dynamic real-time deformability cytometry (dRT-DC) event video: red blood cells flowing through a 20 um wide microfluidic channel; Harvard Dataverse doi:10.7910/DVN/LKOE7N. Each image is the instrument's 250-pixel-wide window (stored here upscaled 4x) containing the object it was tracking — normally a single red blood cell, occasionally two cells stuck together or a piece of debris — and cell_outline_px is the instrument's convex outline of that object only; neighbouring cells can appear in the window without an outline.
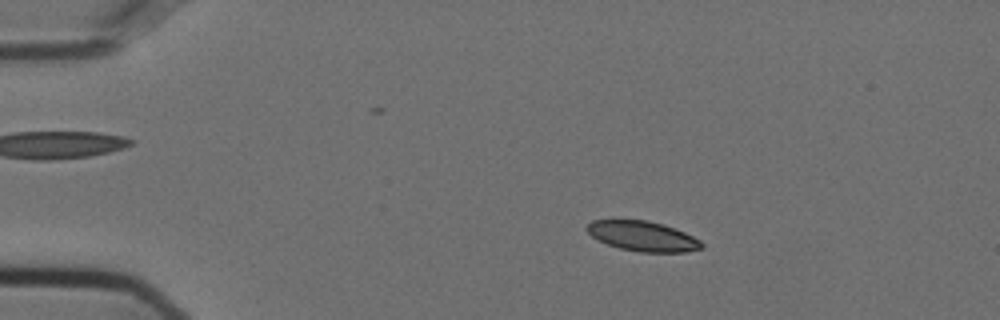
{"species": "Egyptian fruit bat (a non-hibernating species)", "species_latin": "Rousettus aegyptiacus", "temperature_condition": "cold", "stored_images_in_passage": 56, "camera_frame_rate_fps": 3000, "um_per_image_px": 0.085, "animal": {"sex": "female"}, "frame": {"image": 1, "passage_image": 10, "time_ms": 3.0, "image_size_px": [1000, 320], "cell_outline_px": [[704, 248], [684, 252], [640, 252], [620, 248], [608, 244], [592, 236], [584, 228], [592, 220], [616, 216], [648, 220], [664, 224], [684, 232], [700, 240], [704, 244]], "centroid_in_image_um": [54.57, 20.01], "position_along_channel_um": 30.4, "area_um2": 20.81}}
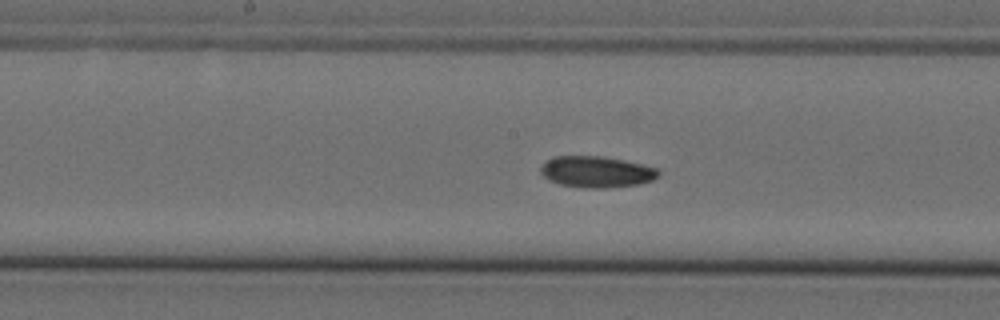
{"frame": {"image": 2, "passage_image": 29, "time_ms": 9.333, "image_size_px": [1000, 320], "cell_outline_px": [[660, 176], [652, 180], [640, 184], [604, 188], [584, 188], [560, 184], [548, 180], [540, 172], [540, 168], [552, 156], [604, 156], [644, 164], [660, 168]], "centroid_in_image_um": [50.75, 14.6], "position_along_channel_um": 197.4, "area_um2": 21.73}}
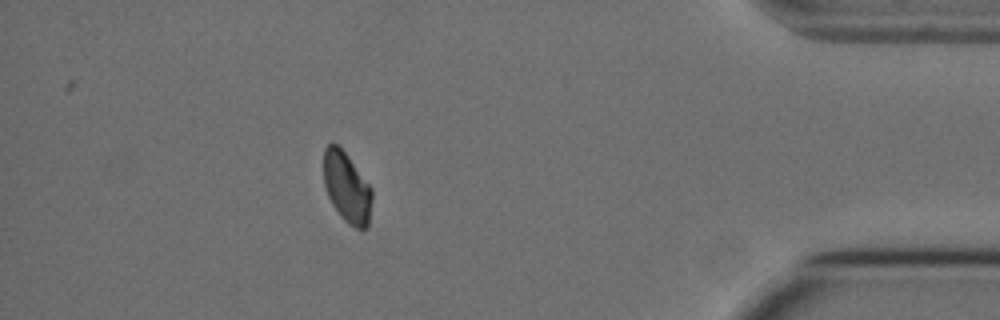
{"frame": {"image": 3, "passage_image": 50, "time_ms": 16.333, "image_size_px": [1000, 320], "cell_outline_px": [[372, 200], [368, 224], [364, 228], [356, 228], [348, 224], [340, 216], [332, 204], [328, 196], [324, 184], [324, 148], [328, 144], [336, 144], [348, 156], [372, 188]], "centroid_in_image_um": [29.48, 15.94], "position_along_channel_um": 405.7, "area_um2": 19.65}, "authors_computed_cell_mechanics": {"area_um2": 21.0103, "velocity_mm_per_s": 3.5995, "shape_relaxation_time_tau1_ms": null, "shape_relaxation_time_tau2_ms": 6.4642, "deformation_change_tau1": null, "deformation_change_tau2": 0.0833}}